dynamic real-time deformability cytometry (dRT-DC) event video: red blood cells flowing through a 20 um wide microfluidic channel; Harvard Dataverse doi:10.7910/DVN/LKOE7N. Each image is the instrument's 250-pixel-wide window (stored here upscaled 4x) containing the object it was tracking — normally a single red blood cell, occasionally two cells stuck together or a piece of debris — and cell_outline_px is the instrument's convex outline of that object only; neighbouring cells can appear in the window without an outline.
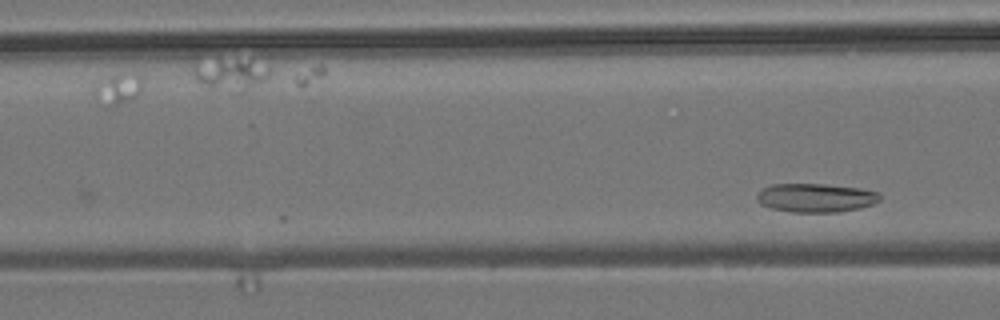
{"species": "common noctule bat (a hibernating species)", "species_latin": "Nyctalus noctula", "temperature_condition": "room temperature", "stored_images_in_passage": 5, "camera_frame_rate_fps": 3000, "um_per_image_px": 0.085, "animal": {"sex": "male", "body_mass_g": 19.2, "forearm_length_mm": 51.8}, "frame": {"image": 1, "passage_image": 5, "time_ms": 5.667, "image_size_px": [1000, 320], "cell_outline_px": [[880, 200], [872, 204], [860, 208], [840, 212], [792, 212], [772, 208], [760, 204], [756, 200], [756, 196], [764, 188], [772, 184], [824, 184], [860, 188], [880, 192]], "centroid_in_image_um": [69.36, 16.81], "position_along_channel_um": 97.2, "area_um2": 20.63}}